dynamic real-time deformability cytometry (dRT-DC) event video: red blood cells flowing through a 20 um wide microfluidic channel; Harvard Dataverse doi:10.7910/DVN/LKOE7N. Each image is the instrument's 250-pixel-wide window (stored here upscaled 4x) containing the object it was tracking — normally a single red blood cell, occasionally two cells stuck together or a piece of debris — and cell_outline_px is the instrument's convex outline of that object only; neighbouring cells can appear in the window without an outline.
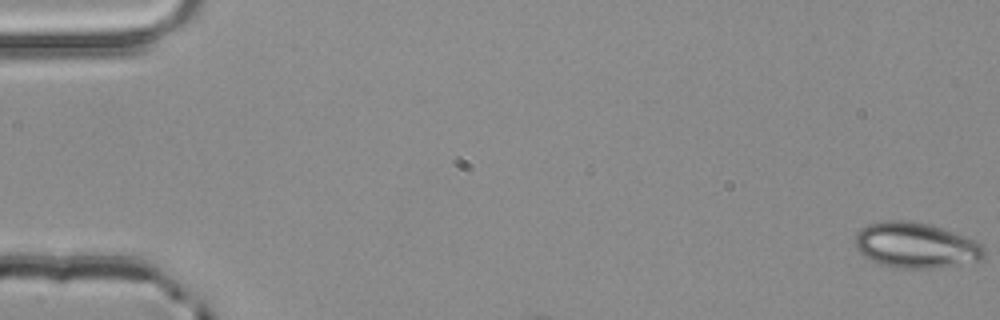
{"species": "common noctule bat (a hibernating species)", "species_latin": "Nyctalus noctula", "temperature_condition": "room temperature", "stored_images_in_passage": 3, "camera_frame_rate_fps": 3000, "um_per_image_px": 0.085, "animal": {"sex": "male", "body_mass_g": 20.4}, "frame": {"image": 1, "passage_image": 1, "time_ms": 0.0, "image_size_px": [1000, 320], "cell_outline_px": [[984, 256], [980, 260], [932, 268], [904, 268], [880, 264], [864, 256], [860, 252], [852, 240], [856, 232], [868, 224], [884, 220], [908, 220], [928, 224], [964, 236], [980, 244], [984, 248]], "centroid_in_image_um": [77.77, 20.83], "position_along_channel_um": 7.2, "area_um2": 33.81}}